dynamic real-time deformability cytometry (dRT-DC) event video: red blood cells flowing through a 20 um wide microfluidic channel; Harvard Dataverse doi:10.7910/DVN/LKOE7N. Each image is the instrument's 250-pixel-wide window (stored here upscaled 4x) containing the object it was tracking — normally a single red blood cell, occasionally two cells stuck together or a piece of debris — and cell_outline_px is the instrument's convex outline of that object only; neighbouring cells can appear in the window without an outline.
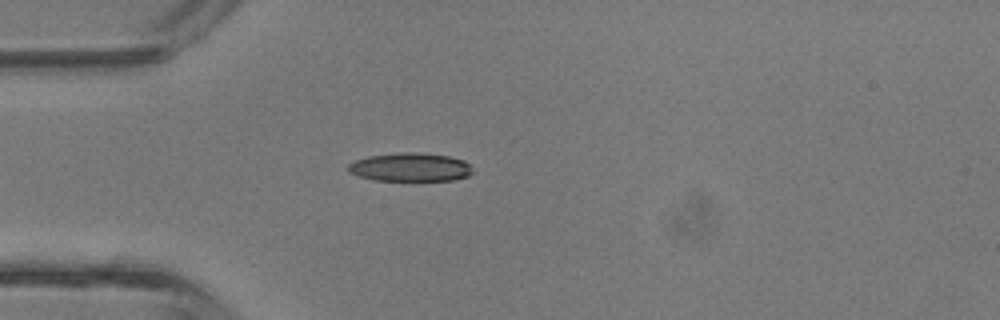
{"species": "common noctule bat (a hibernating species)", "species_latin": "Nyctalus noctula", "temperature_condition": "room temperature", "stored_images_in_passage": 4, "camera_frame_rate_fps": 3000, "um_per_image_px": 0.085, "animal": {"sex": "male", "body_mass_g": 13.3}, "frame": {"image": 1, "passage_image": 4, "time_ms": 1.0, "image_size_px": [1000, 320], "cell_outline_px": [[472, 172], [468, 176], [452, 180], [376, 180], [360, 176], [348, 172], [348, 164], [356, 160], [368, 156], [400, 152], [412, 152], [448, 156], [464, 160], [468, 164]], "centroid_in_image_um": [34.85, 14.2], "position_along_channel_um": 50.1, "area_um2": 20.4}}